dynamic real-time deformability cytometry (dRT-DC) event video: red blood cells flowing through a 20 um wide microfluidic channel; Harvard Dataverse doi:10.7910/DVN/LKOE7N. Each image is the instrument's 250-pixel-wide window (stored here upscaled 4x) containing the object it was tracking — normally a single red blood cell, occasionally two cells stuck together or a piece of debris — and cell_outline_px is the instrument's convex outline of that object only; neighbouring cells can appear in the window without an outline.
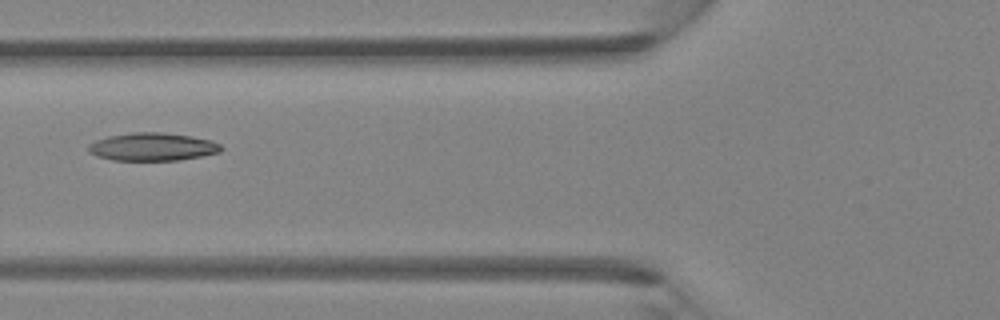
{"species": "Egyptian fruit bat (a non-hibernating species)", "species_latin": "Rousettus aegyptiacus", "temperature_condition": "room temperature", "stored_images_in_passage": 5, "camera_frame_rate_fps": 3000, "um_per_image_px": 0.085, "animal": {"sex": "female"}, "frame": {"image": 1, "passage_image": 5, "time_ms": 1.333, "image_size_px": [1000, 320], "cell_outline_px": [[224, 148], [220, 152], [180, 160], [112, 160], [96, 156], [88, 152], [88, 144], [96, 140], [108, 136], [132, 132], [160, 132], [192, 136], [212, 140], [220, 144]], "centroid_in_image_um": [12.96, 12.47], "position_along_channel_um": 112.8, "area_um2": 21.73}}